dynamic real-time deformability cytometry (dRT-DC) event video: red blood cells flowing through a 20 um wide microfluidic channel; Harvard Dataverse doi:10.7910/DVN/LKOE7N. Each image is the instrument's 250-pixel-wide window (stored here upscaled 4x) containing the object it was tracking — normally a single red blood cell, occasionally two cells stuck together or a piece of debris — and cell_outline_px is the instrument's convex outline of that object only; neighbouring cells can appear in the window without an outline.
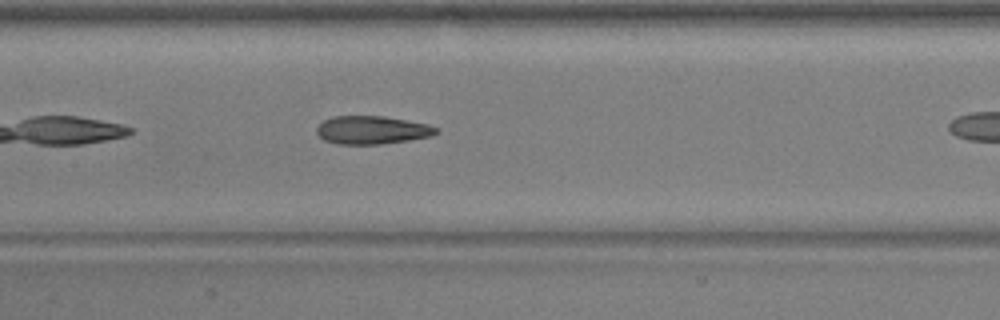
{"species": "common noctule bat (a hibernating species)", "species_latin": "Nyctalus noctula", "temperature_condition": "warm", "stored_images_in_passage": 31, "camera_frame_rate_fps": 3000, "um_per_image_px": 0.085, "animal": {"sex": "male", "body_mass_g": 17.9, "forearm_length_mm": 54.2}, "frame": {"image": 1, "passage_image": 14, "time_ms": 4.333, "image_size_px": [1000, 320], "cell_outline_px": [[440, 132], [432, 136], [408, 140], [380, 144], [336, 144], [324, 140], [316, 132], [316, 128], [324, 120], [332, 116], [384, 116], [428, 124], [440, 128]], "centroid_in_image_um": [31.65, 11.05], "position_along_channel_um": 175.8, "area_um2": 19.71}}